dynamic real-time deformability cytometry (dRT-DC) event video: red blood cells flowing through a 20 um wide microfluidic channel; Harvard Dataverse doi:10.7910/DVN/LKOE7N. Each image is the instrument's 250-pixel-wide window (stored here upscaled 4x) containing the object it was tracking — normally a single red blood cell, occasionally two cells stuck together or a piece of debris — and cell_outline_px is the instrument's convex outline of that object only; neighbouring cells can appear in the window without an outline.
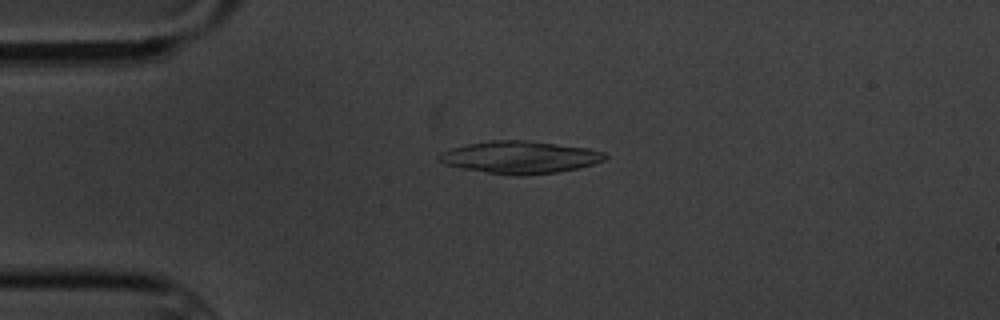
{"species": "common noctule bat (a hibernating species)", "species_latin": "Nyctalus noctula", "temperature_condition": "cold", "stored_images_in_passage": 5, "camera_frame_rate_fps": 3000, "um_per_image_px": 0.085, "animal": {"sex": "male", "body_mass_g": 20.1, "forearm_length_mm": 53.5}, "frame": {"image": 1, "passage_image": 4, "time_ms": 3.667, "image_size_px": [1000, 320], "cell_outline_px": [[608, 156], [604, 160], [592, 164], [576, 168], [556, 172], [488, 172], [464, 168], [444, 164], [440, 160], [440, 152], [452, 148], [468, 144], [492, 140], [528, 140], [588, 148], [604, 152]], "centroid_in_image_um": [44.22, 13.31], "position_along_channel_um": 40.8, "area_um2": 29.88}}